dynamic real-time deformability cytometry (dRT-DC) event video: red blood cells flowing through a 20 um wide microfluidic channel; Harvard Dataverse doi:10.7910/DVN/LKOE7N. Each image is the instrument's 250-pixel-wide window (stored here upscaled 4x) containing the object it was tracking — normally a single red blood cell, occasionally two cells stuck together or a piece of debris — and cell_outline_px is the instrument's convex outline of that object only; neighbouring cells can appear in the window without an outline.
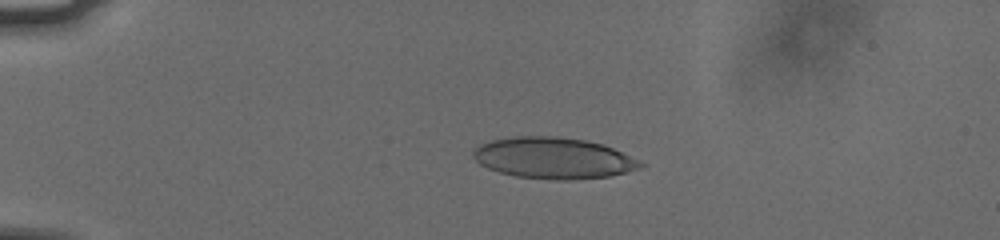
{"species": "human", "species_latin": "Homo sapiens", "temperature_condition": "cold", "stored_images_in_passage": 56, "camera_frame_rate_fps": 3000, "um_per_image_px": 0.085, "donor": {"sex": "male"}, "frame": {"image": 1, "passage_image": 14, "time_ms": 4.333, "image_size_px": [1000, 240], "cell_outline_px": [[644, 164], [640, 168], [628, 172], [608, 176], [568, 180], [556, 180], [516, 176], [500, 172], [488, 168], [480, 164], [472, 156], [472, 152], [480, 144], [492, 140], [516, 136], [556, 136], [584, 140], [604, 144]], "centroid_in_image_um": [47.01, 13.43], "position_along_channel_um": 38.0, "area_um2": 39.82}}
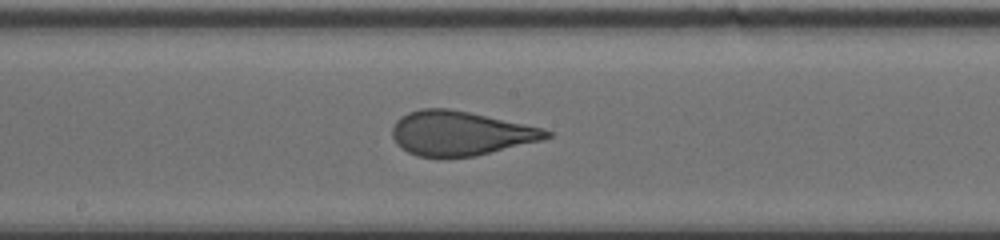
{"frame": {"image": 2, "passage_image": 32, "time_ms": 10.333, "image_size_px": [1000, 240], "cell_outline_px": [[552, 136], [544, 140], [476, 156], [416, 156], [400, 148], [396, 144], [392, 136], [392, 128], [396, 120], [400, 116], [408, 112], [420, 108], [448, 108], [468, 112], [540, 128], [552, 132]], "centroid_in_image_um": [39.09, 11.33], "position_along_channel_um": 209.1, "area_um2": 39.59}}
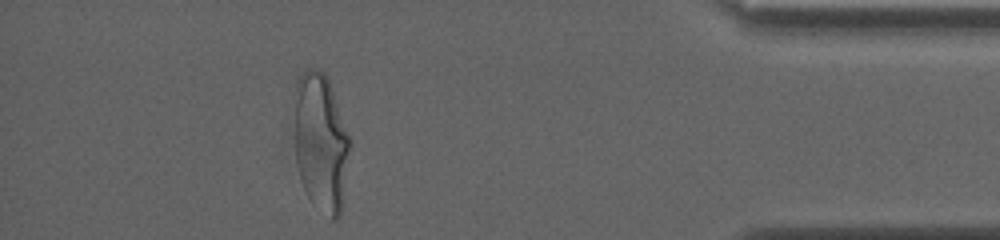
{"frame": {"image": 3, "passage_image": 51, "time_ms": 16.667, "image_size_px": [1000, 240], "cell_outline_px": [[352, 148], [340, 216], [336, 220], [332, 220], [308, 196], [300, 180], [296, 164], [288, 108], [296, 80], [308, 68], [316, 68], [324, 72], [328, 80], [352, 140]], "centroid_in_image_um": [27.2, 12.01], "position_along_channel_um": 408.0, "area_um2": 47.11}, "authors_computed_cell_mechanics": {"area_um2": 39.9109, "velocity_mm_per_s": 3.775, "shape_relaxation_time_tau1_ms": 4.8701, "shape_relaxation_time_tau2_ms": 0.7387, "deformation_change_tau1": 0.1732, "deformation_change_tau2": 0.0845}}